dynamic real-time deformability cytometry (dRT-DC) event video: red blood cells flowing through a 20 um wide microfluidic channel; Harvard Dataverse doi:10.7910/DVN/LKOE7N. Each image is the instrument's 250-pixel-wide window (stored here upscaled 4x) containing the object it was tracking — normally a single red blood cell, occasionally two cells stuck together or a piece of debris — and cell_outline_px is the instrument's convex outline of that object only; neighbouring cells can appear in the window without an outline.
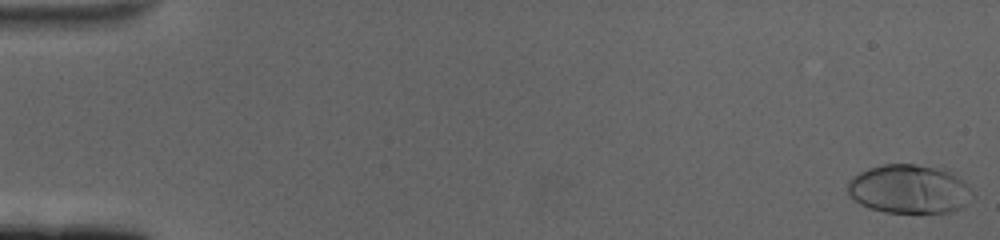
{"species": "human", "species_latin": "Homo sapiens", "temperature_condition": "cold", "stored_images_in_passage": 62, "camera_frame_rate_fps": 3000, "um_per_image_px": 0.085, "donor": {"sex": "female"}, "frame": {"image": 1, "passage_image": 2, "time_ms": 0.333, "image_size_px": [1000, 240], "cell_outline_px": [[976, 196], [964, 208], [948, 212], [884, 212], [868, 208], [860, 204], [848, 196], [848, 180], [852, 176], [868, 168], [884, 164], [916, 164], [948, 172], [956, 176]], "centroid_in_image_um": [77.24, 16.09], "position_along_channel_um": 7.8, "area_um2": 35.43}}
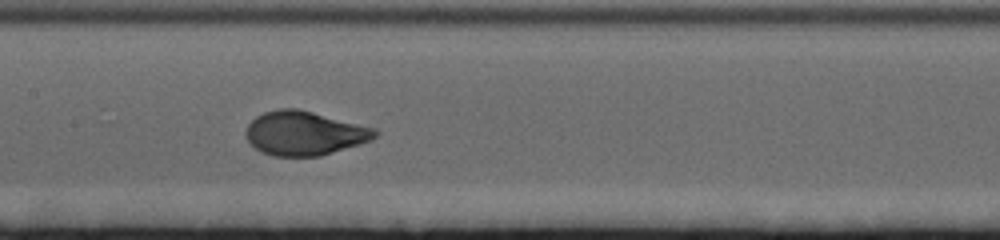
{"frame": {"image": 2, "passage_image": 32, "time_ms": 10.333, "image_size_px": [1000, 240], "cell_outline_px": [[380, 132], [372, 140], [360, 144], [320, 156], [272, 156], [256, 148], [248, 140], [244, 132], [248, 124], [256, 116], [264, 112], [280, 108], [296, 108], [376, 128]], "centroid_in_image_um": [25.89, 11.32], "position_along_channel_um": 181.5, "area_um2": 33.06}}
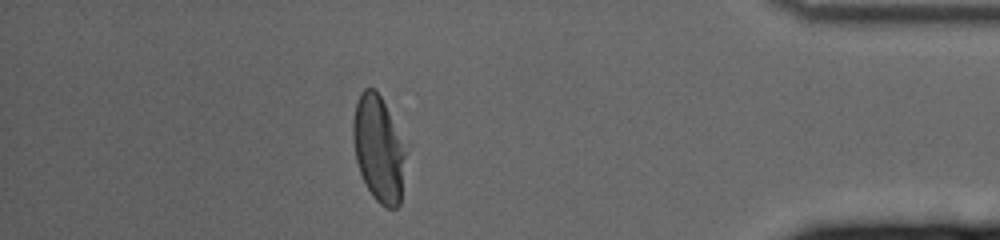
{"frame": {"image": 3, "passage_image": 55, "time_ms": 18.0, "image_size_px": [1000, 240], "cell_outline_px": [[404, 156], [400, 204], [396, 208], [384, 208], [372, 196], [360, 172], [356, 160], [352, 140], [352, 124], [356, 104], [360, 92], [364, 88], [376, 88], [384, 104], [404, 152]], "centroid_in_image_um": [32.11, 12.67], "position_along_channel_um": 403.1, "area_um2": 31.39}, "authors_computed_cell_mechanics": {"area_um2": 33.6396, "velocity_mm_per_s": 3.3603, "shape_relaxation_time_tau1_ms": 3.3372, "shape_relaxation_time_tau2_ms": null, "deformation_change_tau1": 0.1903, "deformation_change_tau2": null}}